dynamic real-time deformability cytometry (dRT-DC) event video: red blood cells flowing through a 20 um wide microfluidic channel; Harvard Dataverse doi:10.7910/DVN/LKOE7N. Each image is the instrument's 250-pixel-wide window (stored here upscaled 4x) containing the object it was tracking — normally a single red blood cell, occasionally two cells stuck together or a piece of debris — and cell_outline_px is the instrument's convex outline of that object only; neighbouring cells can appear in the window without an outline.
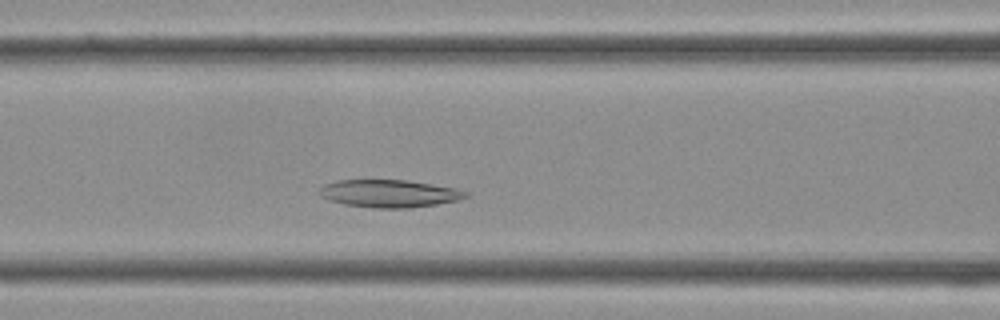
{"species": "Egyptian fruit bat (a non-hibernating species)", "species_latin": "Rousettus aegyptiacus", "temperature_condition": "cold", "stored_images_in_passage": 30, "camera_frame_rate_fps": 3000, "um_per_image_px": 0.085, "frame": {"image": 1, "passage_image": 9, "time_ms": 2.667, "image_size_px": [1000, 320], "cell_outline_px": [[468, 196], [456, 200], [436, 204], [412, 208], [372, 208], [344, 204], [328, 200], [320, 196], [320, 188], [324, 184], [336, 180], [404, 180], [456, 188], [468, 192]], "centroid_in_image_um": [33.05, 16.45], "position_along_channel_um": 133.6, "area_um2": 23.47}}
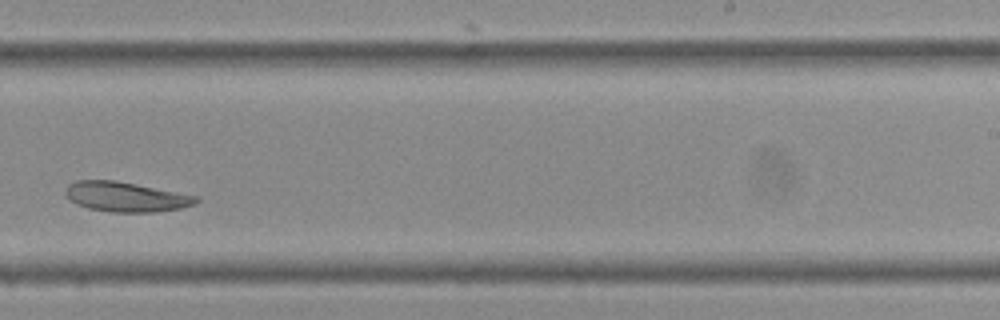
{"frame": {"image": 2, "passage_image": 17, "time_ms": 5.333, "image_size_px": [1000, 320], "cell_outline_px": [[200, 200], [192, 204], [180, 208], [156, 212], [112, 212], [88, 208], [76, 204], [64, 192], [64, 188], [68, 184], [76, 180], [116, 180], [200, 196]], "centroid_in_image_um": [10.7, 16.72], "position_along_channel_um": 278.3, "area_um2": 22.77}}
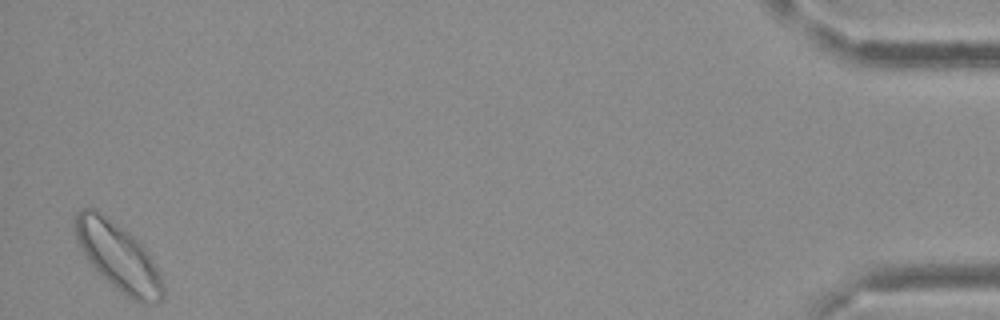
{"frame": {"image": 3, "passage_image": 30, "time_ms": 9.667, "image_size_px": [1000, 320], "cell_outline_px": [[164, 296], [160, 300], [144, 304], [140, 304], [120, 292], [88, 260], [80, 248], [76, 240], [76, 212], [84, 208], [96, 208], [128, 232], [148, 252], [160, 272], [164, 288]], "centroid_in_image_um": [10.08, 21.82], "position_along_channel_um": 425.1, "area_um2": 34.1}}